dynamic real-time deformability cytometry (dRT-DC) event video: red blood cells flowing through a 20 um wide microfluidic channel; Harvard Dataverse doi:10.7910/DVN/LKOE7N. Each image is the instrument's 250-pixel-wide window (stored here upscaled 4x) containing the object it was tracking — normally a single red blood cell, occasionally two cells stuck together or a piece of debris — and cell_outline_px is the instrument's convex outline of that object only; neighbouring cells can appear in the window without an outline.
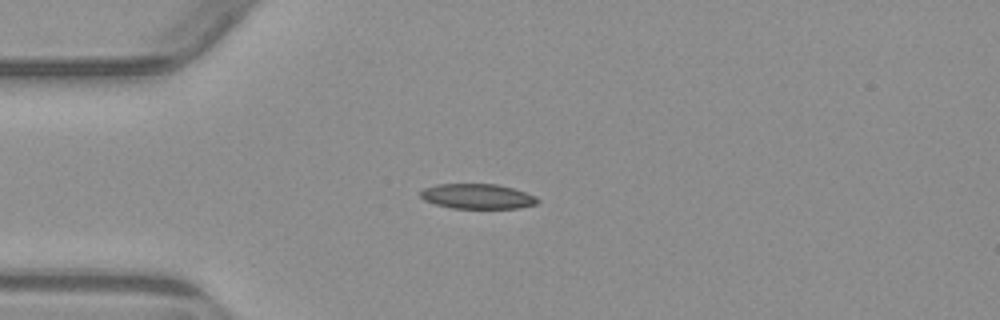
{"species": "common noctule bat (a hibernating species)", "species_latin": "Nyctalus noctula", "temperature_condition": "warm", "stored_images_in_passage": 5, "camera_frame_rate_fps": 3000, "um_per_image_px": 0.085, "animal": {"sex": "male", "body_mass_g": 23.1, "forearm_length_mm": 52.7}, "frame": {"image": 1, "passage_image": 4, "time_ms": 3.667, "image_size_px": [1000, 320], "cell_outline_px": [[540, 200], [536, 204], [520, 208], [452, 208], [436, 204], [424, 200], [420, 196], [420, 192], [424, 188], [436, 184], [496, 184], [512, 188], [536, 196]], "centroid_in_image_um": [40.58, 16.69], "position_along_channel_um": 44.4, "area_um2": 16.99}}
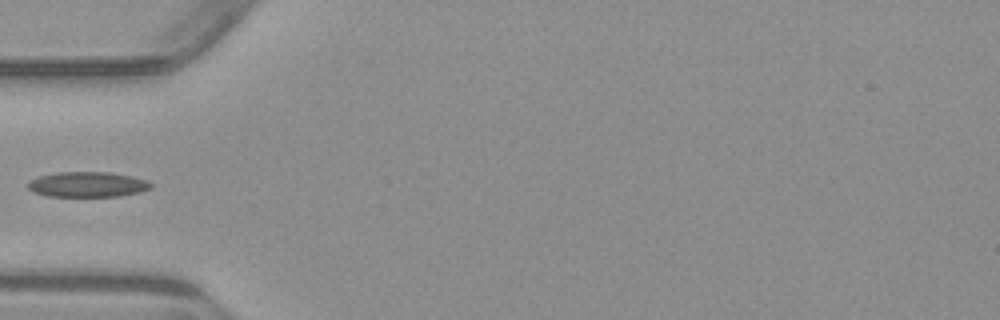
{"frame": {"image": 2, "passage_image": 5, "time_ms": 5.0, "image_size_px": [1000, 320], "cell_outline_px": [[152, 188], [140, 192], [120, 196], [48, 196], [36, 192], [28, 188], [28, 180], [36, 176], [56, 172], [108, 172], [132, 176], [148, 180], [152, 184]], "centroid_in_image_um": [7.45, 15.67], "position_along_channel_um": 77.6, "area_um2": 18.21}}